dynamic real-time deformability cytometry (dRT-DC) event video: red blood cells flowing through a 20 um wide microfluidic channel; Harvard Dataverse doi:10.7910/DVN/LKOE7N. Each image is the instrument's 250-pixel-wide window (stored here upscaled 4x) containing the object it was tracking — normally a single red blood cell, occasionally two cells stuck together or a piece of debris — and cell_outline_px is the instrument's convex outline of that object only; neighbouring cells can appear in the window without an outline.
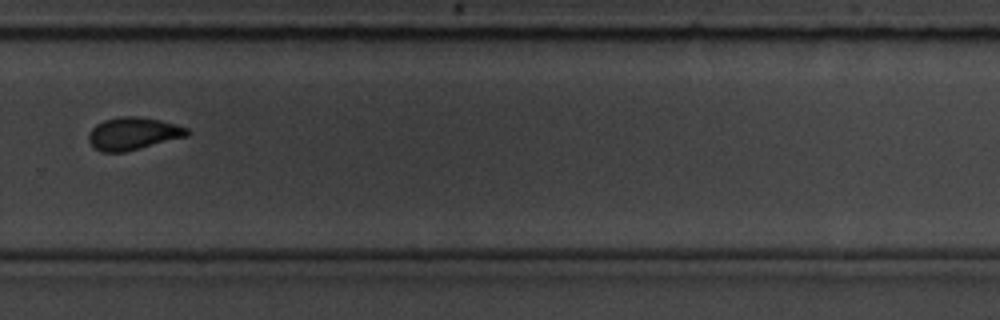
{"species": "common noctule bat (a hibernating species)", "species_latin": "Nyctalus noctula", "temperature_condition": "room temperature", "stored_images_in_passage": 7, "camera_frame_rate_fps": 3000, "um_per_image_px": 0.085, "animal": {"sex": "male", "body_mass_g": 19.5, "forearm_length_mm": 54.6}, "frame": {"image": 1, "passage_image": 7, "time_ms": 7.667, "image_size_px": [1000, 320], "cell_outline_px": [[192, 132], [188, 136], [124, 152], [100, 152], [92, 148], [88, 140], [88, 136], [92, 128], [96, 124], [104, 120], [120, 116], [136, 116], [160, 120], [188, 128]], "centroid_in_image_um": [11.3, 11.36], "position_along_channel_um": 318.5, "area_um2": 18.79}}